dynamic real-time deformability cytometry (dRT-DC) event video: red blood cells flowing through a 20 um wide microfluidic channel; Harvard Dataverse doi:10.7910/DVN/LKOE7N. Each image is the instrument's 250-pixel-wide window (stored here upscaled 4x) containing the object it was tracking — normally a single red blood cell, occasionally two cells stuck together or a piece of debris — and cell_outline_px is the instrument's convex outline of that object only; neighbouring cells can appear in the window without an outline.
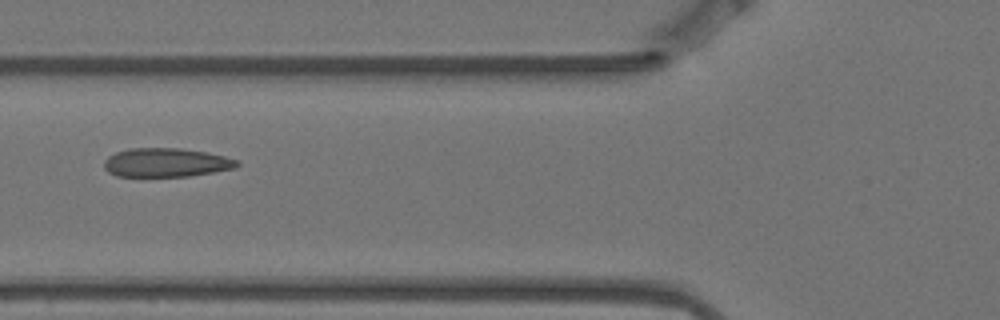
{"species": "Egyptian fruit bat (a non-hibernating species)", "species_latin": "Rousettus aegyptiacus", "temperature_condition": "warm", "stored_images_in_passage": 4, "camera_frame_rate_fps": 3000, "um_per_image_px": 0.085, "animal": {"sex": "female"}, "frame": {"image": 1, "passage_image": 2, "time_ms": 0.333, "image_size_px": [1000, 320], "cell_outline_px": [[240, 164], [236, 168], [188, 176], [116, 176], [108, 172], [104, 168], [104, 160], [108, 156], [116, 152], [128, 148], [180, 148], [208, 152], [240, 160]], "centroid_in_image_um": [14.13, 13.81], "position_along_channel_um": 111.7, "area_um2": 22.48}}
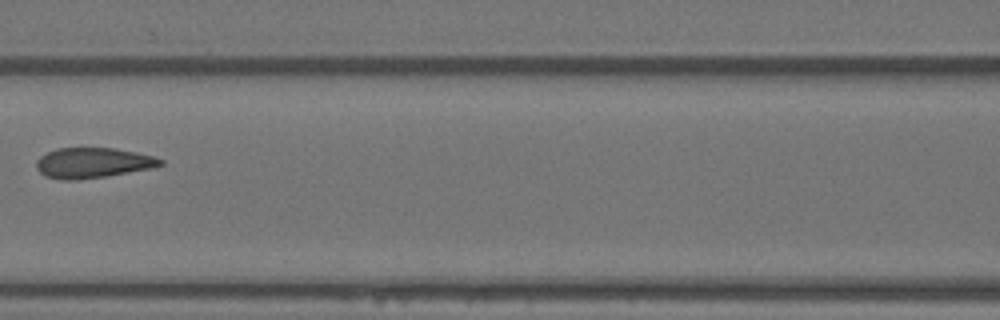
{"frame": {"image": 2, "passage_image": 3, "time_ms": 0.667, "image_size_px": [1000, 320], "cell_outline_px": [[164, 164], [152, 168], [104, 176], [76, 180], [60, 180], [44, 176], [36, 168], [36, 160], [40, 156], [56, 148], [112, 148], [136, 152], [152, 156], [164, 160]], "centroid_in_image_um": [7.85, 13.84], "position_along_channel_um": 158.7, "area_um2": 21.85}}
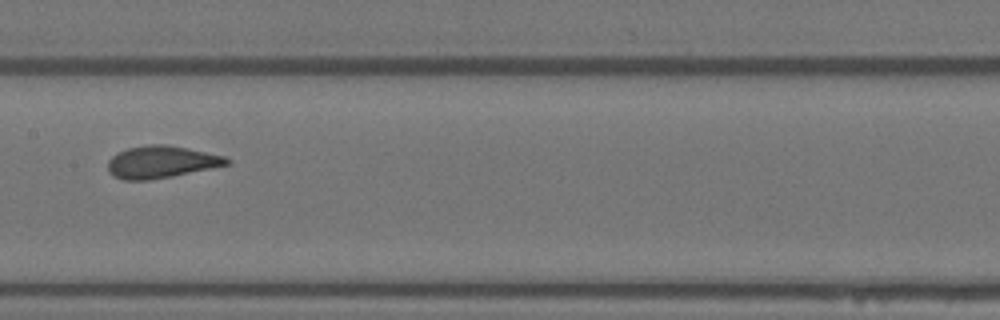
{"frame": {"image": 3, "passage_image": 4, "time_ms": 1.0, "image_size_px": [1000, 320], "cell_outline_px": [[232, 160], [228, 164], [212, 168], [172, 176], [148, 180], [124, 180], [112, 176], [108, 172], [108, 160], [112, 156], [128, 148], [148, 144], [164, 144], [188, 148], [224, 156]], "centroid_in_image_um": [13.69, 13.77], "position_along_channel_um": 193.7, "area_um2": 22.25}}